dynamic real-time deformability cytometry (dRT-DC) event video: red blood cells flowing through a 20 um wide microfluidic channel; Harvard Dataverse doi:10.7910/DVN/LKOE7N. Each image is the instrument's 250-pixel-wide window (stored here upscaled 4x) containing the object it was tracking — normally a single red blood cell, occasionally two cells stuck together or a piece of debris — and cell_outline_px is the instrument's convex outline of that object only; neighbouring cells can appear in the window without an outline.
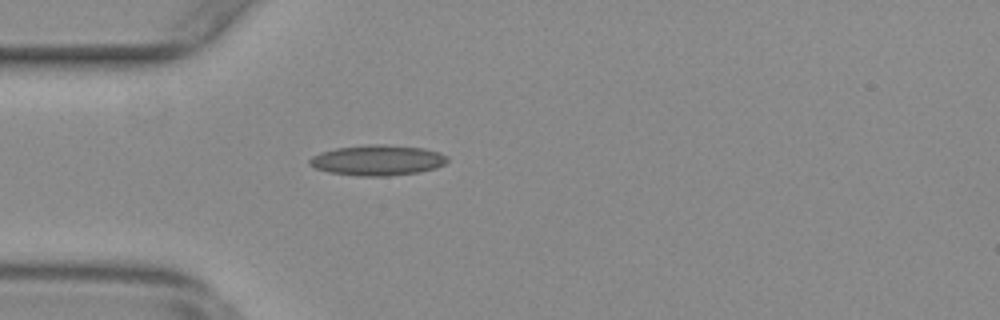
{"species": "common noctule bat (a hibernating species)", "species_latin": "Nyctalus noctula", "temperature_condition": "warm", "stored_images_in_passage": 45, "camera_frame_rate_fps": 3000, "um_per_image_px": 0.085, "animal": {"sex": "female", "body_mass_g": 29.2, "forearm_length_mm": 56.3}, "frame": {"image": 1, "passage_image": 11, "time_ms": 3.333, "image_size_px": [1000, 320], "cell_outline_px": [[448, 160], [444, 164], [436, 168], [420, 172], [388, 176], [356, 176], [328, 172], [316, 168], [308, 164], [308, 160], [312, 156], [320, 152], [336, 148], [368, 144], [384, 144], [424, 148], [440, 152], [448, 156]], "centroid_in_image_um": [32.09, 13.62], "position_along_channel_um": 52.9, "area_um2": 24.74}}
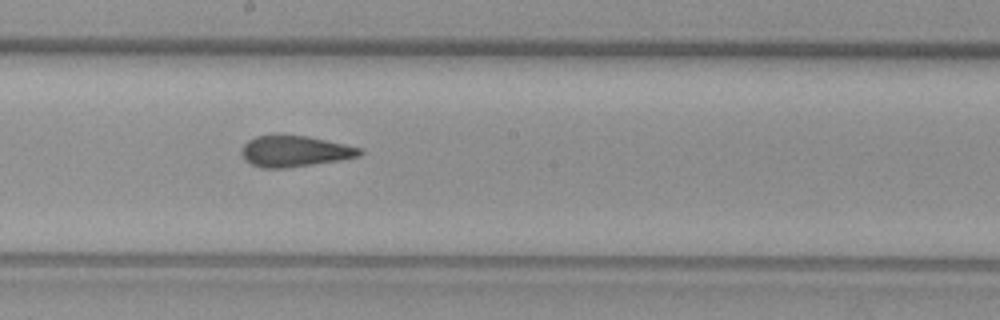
{"frame": {"image": 2, "passage_image": 25, "time_ms": 8.0, "image_size_px": [1000, 320], "cell_outline_px": [[364, 152], [360, 156], [340, 160], [284, 168], [264, 168], [252, 164], [240, 152], [240, 148], [248, 140], [256, 136], [304, 136], [344, 144], [360, 148]], "centroid_in_image_um": [25.05, 12.86], "position_along_channel_um": 223.1, "area_um2": 20.87}}
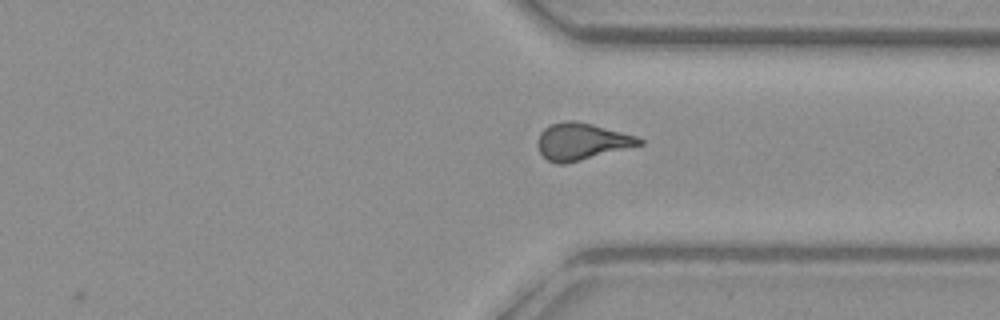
{"frame": {"image": 3, "passage_image": 36, "time_ms": 11.667, "image_size_px": [1000, 320], "cell_outline_px": [[644, 144], [564, 164], [556, 164], [548, 160], [540, 152], [536, 144], [540, 132], [544, 128], [552, 124], [564, 120], [576, 120], [592, 124], [636, 136], [644, 140]], "centroid_in_image_um": [49.42, 12.02], "position_along_channel_um": 362.0, "area_um2": 21.73}, "authors_computed_cell_mechanics": {"area_um2": 21.6172, "velocity_mm_per_s": 3.7864, "shape_relaxation_time_tau1_ms": null, "shape_relaxation_time_tau2_ms": 1.8171, "deformation_change_tau1": null, "deformation_change_tau2": 0.1114}}